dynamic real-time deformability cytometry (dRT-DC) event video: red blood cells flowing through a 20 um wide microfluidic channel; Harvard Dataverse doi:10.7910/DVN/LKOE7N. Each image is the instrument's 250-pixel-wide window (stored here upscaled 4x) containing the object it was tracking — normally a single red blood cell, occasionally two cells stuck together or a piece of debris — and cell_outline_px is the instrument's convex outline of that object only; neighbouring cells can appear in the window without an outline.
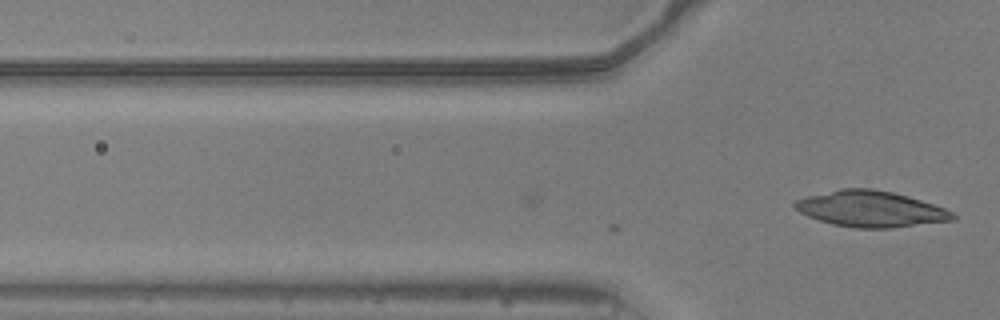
{"species": "common noctule bat (a hibernating species)", "species_latin": "Nyctalus noctula", "temperature_condition": "warm", "stored_images_in_passage": 22, "camera_frame_rate_fps": 3000, "um_per_image_px": 0.085, "animal": {"sex": "male", "body_mass_g": 20.5, "forearm_length_mm": 52.5}, "frame": {"image": 1, "passage_image": 22, "time_ms": 7.0, "image_size_px": [1000, 320], "cell_outline_px": [[956, 220], [892, 228], [856, 228], [832, 224], [808, 216], [800, 212], [792, 204], [796, 200], [808, 196], [840, 188], [872, 188], [892, 192], [908, 196], [944, 208], [952, 212], [956, 216]], "centroid_in_image_um": [74.02, 17.76], "position_along_channel_um": 51.8, "area_um2": 33.0}}